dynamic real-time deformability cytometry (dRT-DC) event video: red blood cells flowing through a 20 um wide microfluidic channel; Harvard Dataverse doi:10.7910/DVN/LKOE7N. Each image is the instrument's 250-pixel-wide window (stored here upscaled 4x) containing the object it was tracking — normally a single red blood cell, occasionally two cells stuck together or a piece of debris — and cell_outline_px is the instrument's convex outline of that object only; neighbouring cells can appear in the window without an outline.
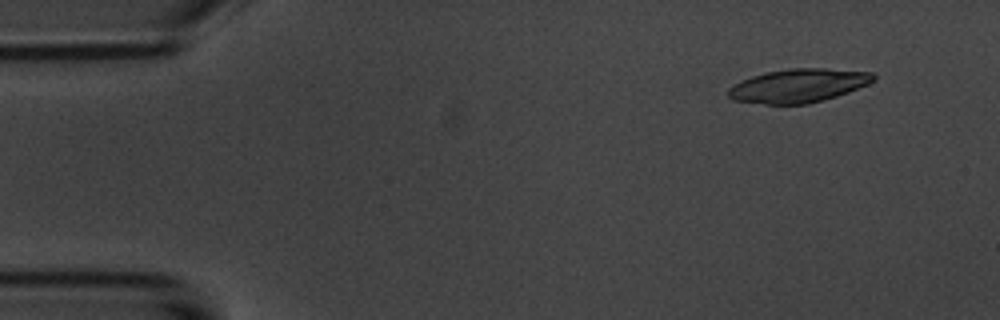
{"species": "common noctule bat (a hibernating species)", "species_latin": "Nyctalus noctula", "temperature_condition": "room temperature", "stored_images_in_passage": 50, "camera_frame_rate_fps": 3000, "um_per_image_px": 0.085, "animal": {"sex": "male", "body_mass_g": 20.1, "forearm_length_mm": 53.5}, "frame": {"image": 1, "passage_image": 1, "time_ms": 0.0, "image_size_px": [1000, 320], "cell_outline_px": [[876, 80], [868, 84], [848, 92], [824, 100], [808, 104], [764, 104], [732, 100], [728, 96], [728, 88], [752, 76], [764, 72], [788, 68], [828, 68], [872, 72], [876, 76]], "centroid_in_image_um": [67.89, 7.27], "position_along_channel_um": 17.1, "area_um2": 28.55}}